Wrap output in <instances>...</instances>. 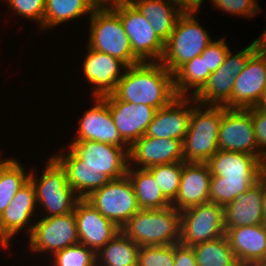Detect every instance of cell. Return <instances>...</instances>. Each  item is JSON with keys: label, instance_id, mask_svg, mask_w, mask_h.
Wrapping results in <instances>:
<instances>
[{"label": "cell", "instance_id": "obj_1", "mask_svg": "<svg viewBox=\"0 0 266 266\" xmlns=\"http://www.w3.org/2000/svg\"><path fill=\"white\" fill-rule=\"evenodd\" d=\"M66 150L53 157L65 169L68 184L80 199L127 174L130 147L72 141Z\"/></svg>", "mask_w": 266, "mask_h": 266}, {"label": "cell", "instance_id": "obj_2", "mask_svg": "<svg viewBox=\"0 0 266 266\" xmlns=\"http://www.w3.org/2000/svg\"><path fill=\"white\" fill-rule=\"evenodd\" d=\"M112 94L118 100L150 105L157 110L178 97L174 74L160 62H141L127 67Z\"/></svg>", "mask_w": 266, "mask_h": 266}, {"label": "cell", "instance_id": "obj_3", "mask_svg": "<svg viewBox=\"0 0 266 266\" xmlns=\"http://www.w3.org/2000/svg\"><path fill=\"white\" fill-rule=\"evenodd\" d=\"M181 212L172 205L163 209H140L121 228L139 246H165L180 241Z\"/></svg>", "mask_w": 266, "mask_h": 266}, {"label": "cell", "instance_id": "obj_4", "mask_svg": "<svg viewBox=\"0 0 266 266\" xmlns=\"http://www.w3.org/2000/svg\"><path fill=\"white\" fill-rule=\"evenodd\" d=\"M223 106L203 105L192 97L189 127L183 142V157L187 163H207L219 150L218 133Z\"/></svg>", "mask_w": 266, "mask_h": 266}, {"label": "cell", "instance_id": "obj_5", "mask_svg": "<svg viewBox=\"0 0 266 266\" xmlns=\"http://www.w3.org/2000/svg\"><path fill=\"white\" fill-rule=\"evenodd\" d=\"M197 13L198 9H185L165 42L160 63L172 74L187 61L201 55L213 40L209 32L198 23Z\"/></svg>", "mask_w": 266, "mask_h": 266}, {"label": "cell", "instance_id": "obj_6", "mask_svg": "<svg viewBox=\"0 0 266 266\" xmlns=\"http://www.w3.org/2000/svg\"><path fill=\"white\" fill-rule=\"evenodd\" d=\"M46 163L40 177L34 170L30 171L29 176L35 188L36 203L45 212L43 217L73 212L80 198L68 184L65 169L53 155Z\"/></svg>", "mask_w": 266, "mask_h": 266}, {"label": "cell", "instance_id": "obj_7", "mask_svg": "<svg viewBox=\"0 0 266 266\" xmlns=\"http://www.w3.org/2000/svg\"><path fill=\"white\" fill-rule=\"evenodd\" d=\"M266 42V29L249 46L237 53H227L223 64L209 75L207 83L193 97L203 105L224 106L230 108V97L235 77L245 68L250 57Z\"/></svg>", "mask_w": 266, "mask_h": 266}, {"label": "cell", "instance_id": "obj_8", "mask_svg": "<svg viewBox=\"0 0 266 266\" xmlns=\"http://www.w3.org/2000/svg\"><path fill=\"white\" fill-rule=\"evenodd\" d=\"M87 46L122 61L127 67L141 63L133 54L119 15L114 10H94L89 16Z\"/></svg>", "mask_w": 266, "mask_h": 266}, {"label": "cell", "instance_id": "obj_9", "mask_svg": "<svg viewBox=\"0 0 266 266\" xmlns=\"http://www.w3.org/2000/svg\"><path fill=\"white\" fill-rule=\"evenodd\" d=\"M114 11L119 15L129 37L133 54L141 62H160L165 42L157 35L146 17L129 0H125Z\"/></svg>", "mask_w": 266, "mask_h": 266}, {"label": "cell", "instance_id": "obj_10", "mask_svg": "<svg viewBox=\"0 0 266 266\" xmlns=\"http://www.w3.org/2000/svg\"><path fill=\"white\" fill-rule=\"evenodd\" d=\"M85 199L120 229L140 210L134 187L127 175L111 180Z\"/></svg>", "mask_w": 266, "mask_h": 266}, {"label": "cell", "instance_id": "obj_11", "mask_svg": "<svg viewBox=\"0 0 266 266\" xmlns=\"http://www.w3.org/2000/svg\"><path fill=\"white\" fill-rule=\"evenodd\" d=\"M225 231L223 206L208 202L181 211L179 243L184 246L215 240Z\"/></svg>", "mask_w": 266, "mask_h": 266}, {"label": "cell", "instance_id": "obj_12", "mask_svg": "<svg viewBox=\"0 0 266 266\" xmlns=\"http://www.w3.org/2000/svg\"><path fill=\"white\" fill-rule=\"evenodd\" d=\"M41 218L34 223L28 237L32 253L44 252L51 257L56 252L79 243L74 211L65 215Z\"/></svg>", "mask_w": 266, "mask_h": 266}, {"label": "cell", "instance_id": "obj_13", "mask_svg": "<svg viewBox=\"0 0 266 266\" xmlns=\"http://www.w3.org/2000/svg\"><path fill=\"white\" fill-rule=\"evenodd\" d=\"M218 147L222 151L264 155L258 149L251 113L247 109H231L223 106Z\"/></svg>", "mask_w": 266, "mask_h": 266}, {"label": "cell", "instance_id": "obj_14", "mask_svg": "<svg viewBox=\"0 0 266 266\" xmlns=\"http://www.w3.org/2000/svg\"><path fill=\"white\" fill-rule=\"evenodd\" d=\"M38 208L35 188L29 180L18 190L10 205L0 215V247L2 249H7L11 239L26 226L28 227L25 229V233L28 237L30 236L35 220L33 223L30 221Z\"/></svg>", "mask_w": 266, "mask_h": 266}, {"label": "cell", "instance_id": "obj_15", "mask_svg": "<svg viewBox=\"0 0 266 266\" xmlns=\"http://www.w3.org/2000/svg\"><path fill=\"white\" fill-rule=\"evenodd\" d=\"M266 87V42L250 57L235 77L230 97L231 109L256 107Z\"/></svg>", "mask_w": 266, "mask_h": 266}, {"label": "cell", "instance_id": "obj_16", "mask_svg": "<svg viewBox=\"0 0 266 266\" xmlns=\"http://www.w3.org/2000/svg\"><path fill=\"white\" fill-rule=\"evenodd\" d=\"M101 98L107 103L120 136L129 146L145 135L156 108L118 100L112 93Z\"/></svg>", "mask_w": 266, "mask_h": 266}, {"label": "cell", "instance_id": "obj_17", "mask_svg": "<svg viewBox=\"0 0 266 266\" xmlns=\"http://www.w3.org/2000/svg\"><path fill=\"white\" fill-rule=\"evenodd\" d=\"M79 243L92 249L96 254L121 229L111 220L103 216L86 199H79L74 208Z\"/></svg>", "mask_w": 266, "mask_h": 266}, {"label": "cell", "instance_id": "obj_18", "mask_svg": "<svg viewBox=\"0 0 266 266\" xmlns=\"http://www.w3.org/2000/svg\"><path fill=\"white\" fill-rule=\"evenodd\" d=\"M94 100L93 106L83 112L73 141H94L130 147L120 136L107 103L101 97H94Z\"/></svg>", "mask_w": 266, "mask_h": 266}, {"label": "cell", "instance_id": "obj_19", "mask_svg": "<svg viewBox=\"0 0 266 266\" xmlns=\"http://www.w3.org/2000/svg\"><path fill=\"white\" fill-rule=\"evenodd\" d=\"M128 156V167L141 169L184 161L183 142L176 139L154 138L144 135L130 146Z\"/></svg>", "mask_w": 266, "mask_h": 266}, {"label": "cell", "instance_id": "obj_20", "mask_svg": "<svg viewBox=\"0 0 266 266\" xmlns=\"http://www.w3.org/2000/svg\"><path fill=\"white\" fill-rule=\"evenodd\" d=\"M87 55L83 62L85 80L93 88V97H101L112 93L117 82L122 78L127 66L109 54L93 50L87 46Z\"/></svg>", "mask_w": 266, "mask_h": 266}, {"label": "cell", "instance_id": "obj_21", "mask_svg": "<svg viewBox=\"0 0 266 266\" xmlns=\"http://www.w3.org/2000/svg\"><path fill=\"white\" fill-rule=\"evenodd\" d=\"M192 111V96H178L169 105L158 109L145 136L170 138L184 142Z\"/></svg>", "mask_w": 266, "mask_h": 266}, {"label": "cell", "instance_id": "obj_22", "mask_svg": "<svg viewBox=\"0 0 266 266\" xmlns=\"http://www.w3.org/2000/svg\"><path fill=\"white\" fill-rule=\"evenodd\" d=\"M211 172L207 163H187L183 169L176 198L171 202L178 211L209 202Z\"/></svg>", "mask_w": 266, "mask_h": 266}, {"label": "cell", "instance_id": "obj_23", "mask_svg": "<svg viewBox=\"0 0 266 266\" xmlns=\"http://www.w3.org/2000/svg\"><path fill=\"white\" fill-rule=\"evenodd\" d=\"M225 229L240 266L266 264V223Z\"/></svg>", "mask_w": 266, "mask_h": 266}, {"label": "cell", "instance_id": "obj_24", "mask_svg": "<svg viewBox=\"0 0 266 266\" xmlns=\"http://www.w3.org/2000/svg\"><path fill=\"white\" fill-rule=\"evenodd\" d=\"M263 155L218 150L207 162L212 176L223 179L260 180Z\"/></svg>", "mask_w": 266, "mask_h": 266}, {"label": "cell", "instance_id": "obj_25", "mask_svg": "<svg viewBox=\"0 0 266 266\" xmlns=\"http://www.w3.org/2000/svg\"><path fill=\"white\" fill-rule=\"evenodd\" d=\"M264 179L258 180L241 196L224 206L225 228L265 224L262 199Z\"/></svg>", "mask_w": 266, "mask_h": 266}, {"label": "cell", "instance_id": "obj_26", "mask_svg": "<svg viewBox=\"0 0 266 266\" xmlns=\"http://www.w3.org/2000/svg\"><path fill=\"white\" fill-rule=\"evenodd\" d=\"M166 42L185 8L176 0H129Z\"/></svg>", "mask_w": 266, "mask_h": 266}, {"label": "cell", "instance_id": "obj_27", "mask_svg": "<svg viewBox=\"0 0 266 266\" xmlns=\"http://www.w3.org/2000/svg\"><path fill=\"white\" fill-rule=\"evenodd\" d=\"M126 175L134 187L140 209H163L172 205L147 169L128 167Z\"/></svg>", "mask_w": 266, "mask_h": 266}, {"label": "cell", "instance_id": "obj_28", "mask_svg": "<svg viewBox=\"0 0 266 266\" xmlns=\"http://www.w3.org/2000/svg\"><path fill=\"white\" fill-rule=\"evenodd\" d=\"M140 246L122 232L110 240L97 254L99 266H137Z\"/></svg>", "mask_w": 266, "mask_h": 266}, {"label": "cell", "instance_id": "obj_29", "mask_svg": "<svg viewBox=\"0 0 266 266\" xmlns=\"http://www.w3.org/2000/svg\"><path fill=\"white\" fill-rule=\"evenodd\" d=\"M210 74V71H206L205 59L201 55L187 61L174 73L177 96L194 97L207 83Z\"/></svg>", "mask_w": 266, "mask_h": 266}, {"label": "cell", "instance_id": "obj_30", "mask_svg": "<svg viewBox=\"0 0 266 266\" xmlns=\"http://www.w3.org/2000/svg\"><path fill=\"white\" fill-rule=\"evenodd\" d=\"M30 172L16 158H0V215L10 205L12 199L29 181Z\"/></svg>", "mask_w": 266, "mask_h": 266}, {"label": "cell", "instance_id": "obj_31", "mask_svg": "<svg viewBox=\"0 0 266 266\" xmlns=\"http://www.w3.org/2000/svg\"><path fill=\"white\" fill-rule=\"evenodd\" d=\"M191 247L197 266H240L226 236Z\"/></svg>", "mask_w": 266, "mask_h": 266}, {"label": "cell", "instance_id": "obj_32", "mask_svg": "<svg viewBox=\"0 0 266 266\" xmlns=\"http://www.w3.org/2000/svg\"><path fill=\"white\" fill-rule=\"evenodd\" d=\"M92 12L86 0H46L43 29L55 28L87 13L90 16Z\"/></svg>", "mask_w": 266, "mask_h": 266}, {"label": "cell", "instance_id": "obj_33", "mask_svg": "<svg viewBox=\"0 0 266 266\" xmlns=\"http://www.w3.org/2000/svg\"><path fill=\"white\" fill-rule=\"evenodd\" d=\"M258 180L223 179L212 176L210 181L209 202L225 206L241 196Z\"/></svg>", "mask_w": 266, "mask_h": 266}, {"label": "cell", "instance_id": "obj_34", "mask_svg": "<svg viewBox=\"0 0 266 266\" xmlns=\"http://www.w3.org/2000/svg\"><path fill=\"white\" fill-rule=\"evenodd\" d=\"M183 161L170 164L154 165L147 168L153 175L163 195L172 202L178 193Z\"/></svg>", "mask_w": 266, "mask_h": 266}, {"label": "cell", "instance_id": "obj_35", "mask_svg": "<svg viewBox=\"0 0 266 266\" xmlns=\"http://www.w3.org/2000/svg\"><path fill=\"white\" fill-rule=\"evenodd\" d=\"M49 260H53L52 266H94L97 256L92 249L78 243L56 252Z\"/></svg>", "mask_w": 266, "mask_h": 266}, {"label": "cell", "instance_id": "obj_36", "mask_svg": "<svg viewBox=\"0 0 266 266\" xmlns=\"http://www.w3.org/2000/svg\"><path fill=\"white\" fill-rule=\"evenodd\" d=\"M137 266H174V244L140 246Z\"/></svg>", "mask_w": 266, "mask_h": 266}, {"label": "cell", "instance_id": "obj_37", "mask_svg": "<svg viewBox=\"0 0 266 266\" xmlns=\"http://www.w3.org/2000/svg\"><path fill=\"white\" fill-rule=\"evenodd\" d=\"M6 3L11 12L31 21H35L43 29V17L46 0H0Z\"/></svg>", "mask_w": 266, "mask_h": 266}, {"label": "cell", "instance_id": "obj_38", "mask_svg": "<svg viewBox=\"0 0 266 266\" xmlns=\"http://www.w3.org/2000/svg\"><path fill=\"white\" fill-rule=\"evenodd\" d=\"M211 3L216 9L229 15H242L249 19L262 10L256 0H211Z\"/></svg>", "mask_w": 266, "mask_h": 266}, {"label": "cell", "instance_id": "obj_39", "mask_svg": "<svg viewBox=\"0 0 266 266\" xmlns=\"http://www.w3.org/2000/svg\"><path fill=\"white\" fill-rule=\"evenodd\" d=\"M229 50L225 38L213 40L201 54V58L205 59L206 71L215 72L223 64Z\"/></svg>", "mask_w": 266, "mask_h": 266}, {"label": "cell", "instance_id": "obj_40", "mask_svg": "<svg viewBox=\"0 0 266 266\" xmlns=\"http://www.w3.org/2000/svg\"><path fill=\"white\" fill-rule=\"evenodd\" d=\"M251 113L258 149L266 153V111L257 107L247 109Z\"/></svg>", "mask_w": 266, "mask_h": 266}, {"label": "cell", "instance_id": "obj_41", "mask_svg": "<svg viewBox=\"0 0 266 266\" xmlns=\"http://www.w3.org/2000/svg\"><path fill=\"white\" fill-rule=\"evenodd\" d=\"M174 266H197L191 246L174 244Z\"/></svg>", "mask_w": 266, "mask_h": 266}, {"label": "cell", "instance_id": "obj_42", "mask_svg": "<svg viewBox=\"0 0 266 266\" xmlns=\"http://www.w3.org/2000/svg\"><path fill=\"white\" fill-rule=\"evenodd\" d=\"M91 9L94 10H115L125 0H86Z\"/></svg>", "mask_w": 266, "mask_h": 266}, {"label": "cell", "instance_id": "obj_43", "mask_svg": "<svg viewBox=\"0 0 266 266\" xmlns=\"http://www.w3.org/2000/svg\"><path fill=\"white\" fill-rule=\"evenodd\" d=\"M185 9H198L204 2V0H176Z\"/></svg>", "mask_w": 266, "mask_h": 266}, {"label": "cell", "instance_id": "obj_44", "mask_svg": "<svg viewBox=\"0 0 266 266\" xmlns=\"http://www.w3.org/2000/svg\"><path fill=\"white\" fill-rule=\"evenodd\" d=\"M256 107L266 111V87L263 90L262 96H261L258 104L256 105Z\"/></svg>", "mask_w": 266, "mask_h": 266}, {"label": "cell", "instance_id": "obj_45", "mask_svg": "<svg viewBox=\"0 0 266 266\" xmlns=\"http://www.w3.org/2000/svg\"><path fill=\"white\" fill-rule=\"evenodd\" d=\"M262 207H263V216L266 221V181L264 180V193H263V199H262Z\"/></svg>", "mask_w": 266, "mask_h": 266}, {"label": "cell", "instance_id": "obj_46", "mask_svg": "<svg viewBox=\"0 0 266 266\" xmlns=\"http://www.w3.org/2000/svg\"><path fill=\"white\" fill-rule=\"evenodd\" d=\"M261 165H262V178L266 181V153L263 155Z\"/></svg>", "mask_w": 266, "mask_h": 266}, {"label": "cell", "instance_id": "obj_47", "mask_svg": "<svg viewBox=\"0 0 266 266\" xmlns=\"http://www.w3.org/2000/svg\"><path fill=\"white\" fill-rule=\"evenodd\" d=\"M246 266H266V264H250V265H246Z\"/></svg>", "mask_w": 266, "mask_h": 266}]
</instances>
